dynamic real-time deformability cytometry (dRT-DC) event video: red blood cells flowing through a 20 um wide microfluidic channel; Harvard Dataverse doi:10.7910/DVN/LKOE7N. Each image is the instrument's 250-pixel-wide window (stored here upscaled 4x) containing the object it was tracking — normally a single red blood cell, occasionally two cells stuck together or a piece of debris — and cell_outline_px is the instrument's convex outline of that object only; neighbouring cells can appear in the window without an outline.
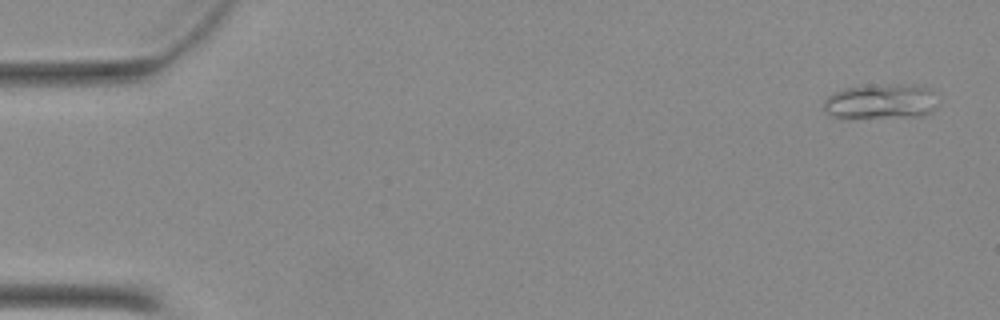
{"species": "Egyptian fruit bat (a non-hibernating species)", "species_latin": "Rousettus aegyptiacus", "temperature_condition": "warm", "stored_images_in_passage": 50, "camera_frame_rate_fps": 3000, "um_per_image_px": 0.085, "animal": {"sex": "female"}, "frame": {"image": 1, "passage_image": 2, "time_ms": 0.333, "image_size_px": [1000, 320], "cell_outline_px": [[932, 112], [924, 116], [832, 116], [824, 108], [824, 100], [828, 96], [844, 88], [900, 84], [932, 88]], "centroid_in_image_um": [74.86, 8.61], "position_along_channel_um": 10.1, "area_um2": 22.02}}
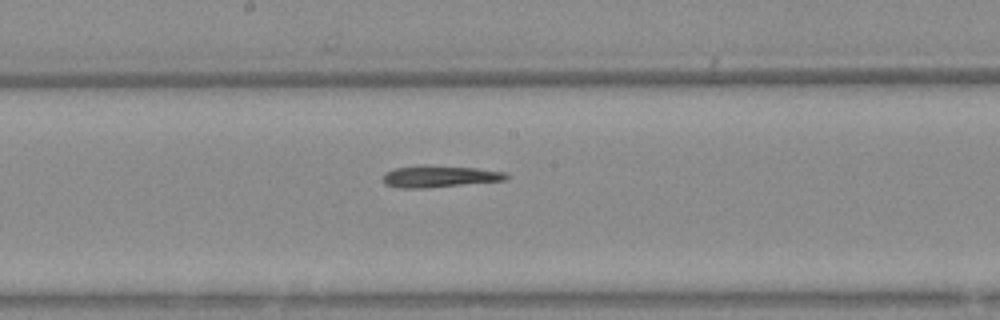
{"frame": {"image": 2, "passage_image": 27, "time_ms": 8.667, "image_size_px": [1000, 320], "cell_outline_px": [[508, 180], [428, 188], [400, 188], [384, 184], [384, 172], [392, 168], [424, 164], [476, 168], [504, 172], [508, 176]], "centroid_in_image_um": [37.32, 14.99], "position_along_channel_um": 210.9, "area_um2": 15.9}}
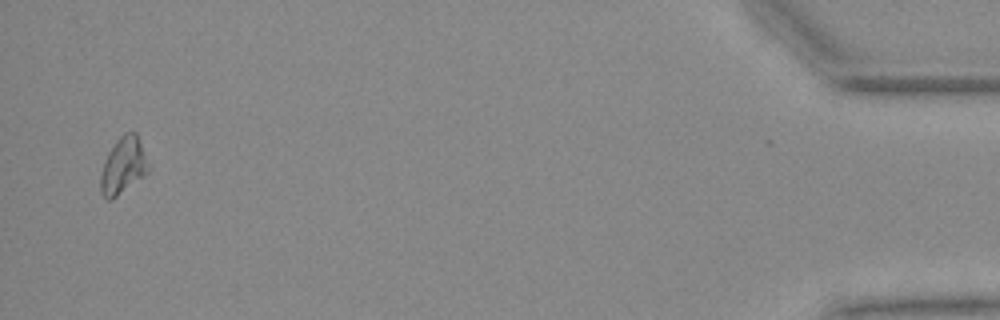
{"frame": {"image": 3, "passage_image": 49, "time_ms": 16.0, "image_size_px": [1000, 320], "cell_outline_px": [[148, 172], [144, 176], [112, 200], [108, 200], [100, 192], [100, 176], [104, 160], [108, 152], [116, 140], [124, 132], [136, 132], [148, 164]], "centroid_in_image_um": [10.44, 14.1], "position_along_channel_um": 424.8, "area_um2": 15.66}}